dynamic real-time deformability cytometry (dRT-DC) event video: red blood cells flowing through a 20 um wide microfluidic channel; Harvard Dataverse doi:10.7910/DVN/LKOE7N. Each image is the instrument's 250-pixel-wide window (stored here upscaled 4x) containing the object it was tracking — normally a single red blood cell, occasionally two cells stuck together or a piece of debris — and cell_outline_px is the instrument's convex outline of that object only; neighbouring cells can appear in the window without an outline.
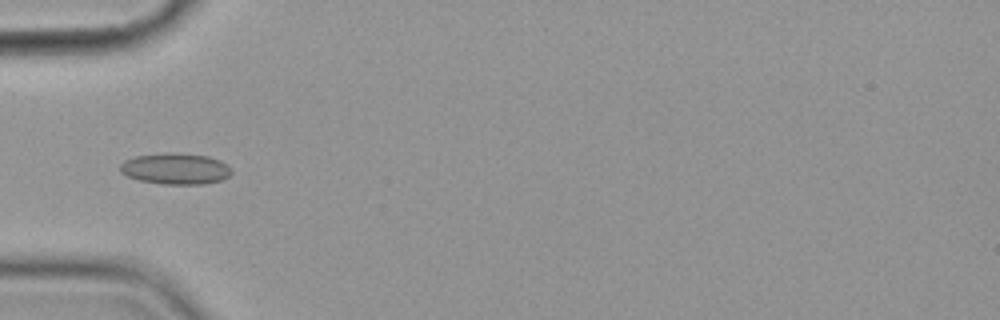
{"species": "common noctule bat (a hibernating species)", "species_latin": "Nyctalus noctula", "temperature_condition": "cold", "stored_images_in_passage": 3, "camera_frame_rate_fps": 3000, "um_per_image_px": 0.085, "animal": {"sex": "female", "body_mass_g": 19.9}, "frame": {"image": 1, "passage_image": 1, "time_ms": 0.0, "image_size_px": [1000, 320], "cell_outline_px": [[232, 172], [228, 176], [220, 180], [204, 184], [160, 184], [140, 180], [128, 176], [120, 172], [120, 164], [124, 160], [136, 156], [164, 152], [176, 152], [208, 156], [220, 160]], "centroid_in_image_um": [14.88, 14.33], "position_along_channel_um": 70.1, "area_um2": 20.23}}
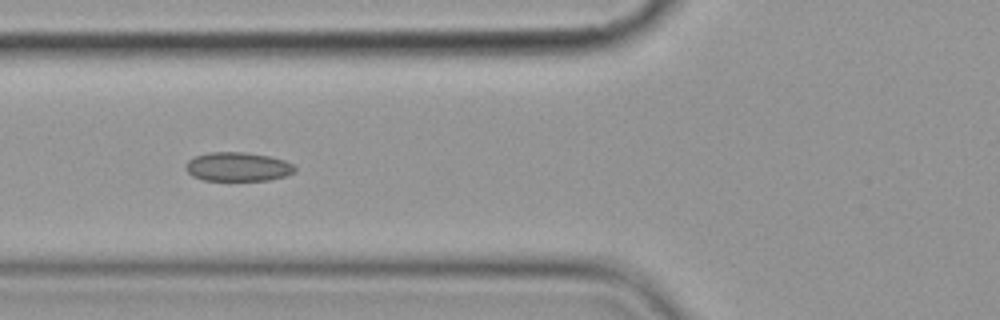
{"frame": {"image": 2, "passage_image": 2, "time_ms": 1.0, "image_size_px": [1000, 320], "cell_outline_px": [[296, 172], [284, 176], [268, 180], [204, 180], [192, 176], [184, 168], [188, 160], [196, 156], [208, 152], [244, 152], [268, 156], [284, 160], [292, 164], [296, 168]], "centroid_in_image_um": [20.2, 14.17], "position_along_channel_um": 105.6, "area_um2": 18.38}}
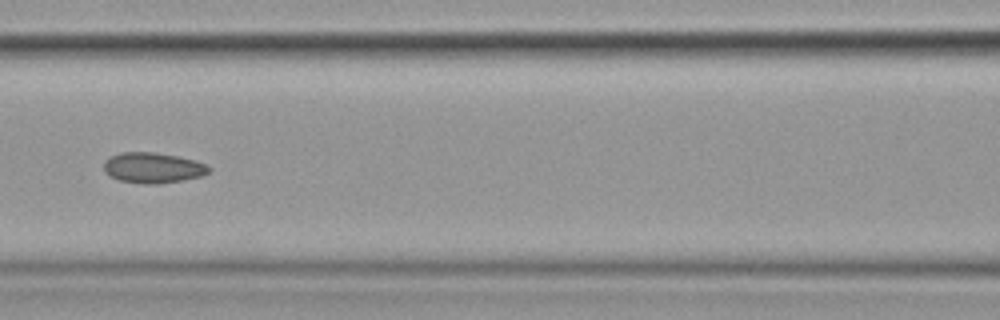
{"frame": {"image": 3, "passage_image": 3, "time_ms": 2.333, "image_size_px": [1000, 320], "cell_outline_px": [[212, 168], [208, 172], [200, 176], [180, 180], [156, 184], [148, 184], [120, 180], [104, 172], [104, 160], [108, 156], [120, 152], [152, 152], [176, 156], [196, 160], [208, 164]], "centroid_in_image_um": [12.99, 14.24], "position_along_channel_um": 153.6, "area_um2": 18.61}}